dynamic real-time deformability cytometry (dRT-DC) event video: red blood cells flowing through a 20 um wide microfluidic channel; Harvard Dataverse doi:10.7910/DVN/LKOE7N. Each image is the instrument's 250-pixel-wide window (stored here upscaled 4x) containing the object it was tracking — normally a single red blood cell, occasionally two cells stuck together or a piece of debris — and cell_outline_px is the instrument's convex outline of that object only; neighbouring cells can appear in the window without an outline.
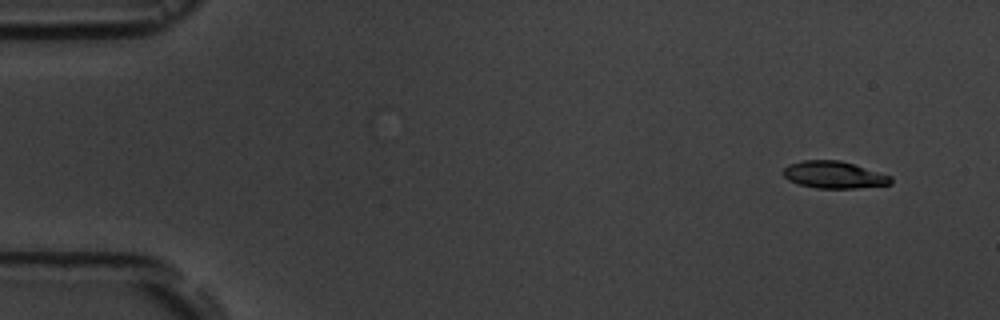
{"species": "common noctule bat (a hibernating species)", "species_latin": "Nyctalus noctula", "temperature_condition": "room temperature", "stored_images_in_passage": 4, "camera_frame_rate_fps": 3000, "um_per_image_px": 0.085, "animal": {"sex": "male", "body_mass_g": 19.5, "forearm_length_mm": 54.6}, "frame": {"image": 1, "passage_image": 1, "time_ms": 0.0, "image_size_px": [1000, 320], "cell_outline_px": [[892, 184], [856, 188], [816, 188], [800, 184], [788, 180], [780, 172], [788, 164], [804, 160], [840, 160], [892, 176]], "centroid_in_image_um": [70.86, 14.85], "position_along_channel_um": 14.1, "area_um2": 16.99}}
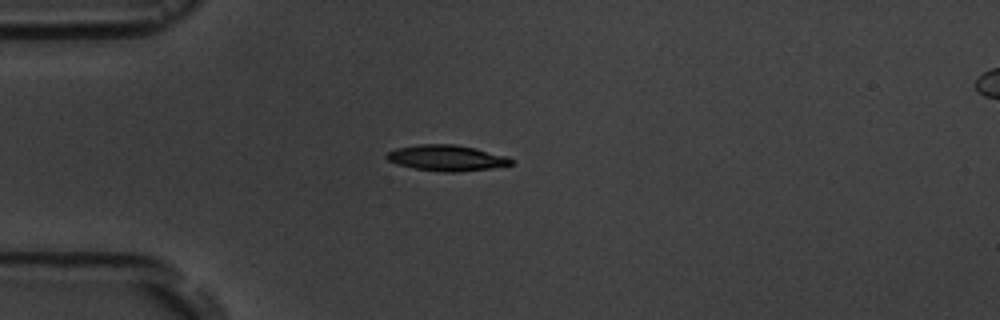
{"frame": {"image": 2, "passage_image": 4, "time_ms": 3.667, "image_size_px": [1000, 320], "cell_outline_px": [[512, 164], [492, 168], [456, 172], [440, 172], [416, 168], [396, 164], [388, 160], [384, 156], [384, 152], [396, 148], [420, 144], [452, 144], [472, 148], [508, 156], [512, 160]], "centroid_in_image_um": [37.9, 13.42], "position_along_channel_um": 47.1, "area_um2": 18.67}}